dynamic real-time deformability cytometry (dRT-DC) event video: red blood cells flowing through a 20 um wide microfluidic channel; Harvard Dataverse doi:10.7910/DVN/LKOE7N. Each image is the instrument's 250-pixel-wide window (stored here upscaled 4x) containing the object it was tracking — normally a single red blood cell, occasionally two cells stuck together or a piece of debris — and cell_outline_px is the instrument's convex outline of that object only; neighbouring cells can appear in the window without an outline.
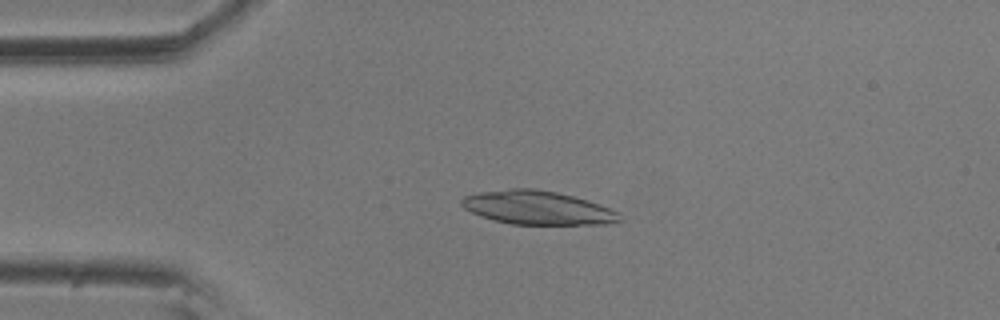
{"species": "common noctule bat (a hibernating species)", "species_latin": "Nyctalus noctula", "temperature_condition": "room temperature", "stored_images_in_passage": 8, "camera_frame_rate_fps": 3000, "um_per_image_px": 0.085, "animal": {"sex": "male", "body_mass_g": 20.5, "forearm_length_mm": 52.5}, "frame": {"image": 1, "passage_image": 4, "time_ms": 1.0, "image_size_px": [1000, 320], "cell_outline_px": [[624, 220], [608, 224], [512, 224], [480, 216], [464, 208], [460, 204], [460, 200], [464, 196], [476, 192], [512, 188], [532, 188], [556, 192], [588, 200], [600, 204], [616, 212]], "centroid_in_image_um": [45.66, 17.65], "position_along_channel_um": 39.3, "area_um2": 30.92}}
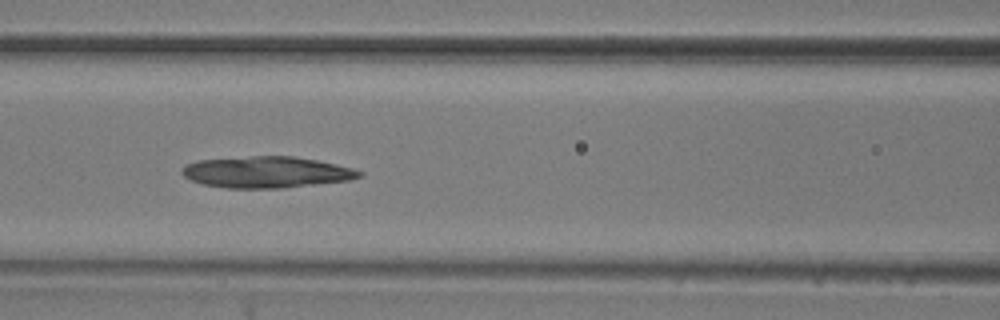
{"frame": {"image": 2, "passage_image": 7, "time_ms": 2.0, "image_size_px": [1000, 320], "cell_outline_px": [[364, 176], [352, 180], [280, 188], [224, 188], [200, 184], [184, 176], [180, 172], [184, 164], [196, 160], [252, 156], [292, 156], [316, 160], [336, 164], [352, 168], [364, 172]], "centroid_in_image_um": [22.64, 14.63], "position_along_channel_um": 144.0, "area_um2": 32.66}}
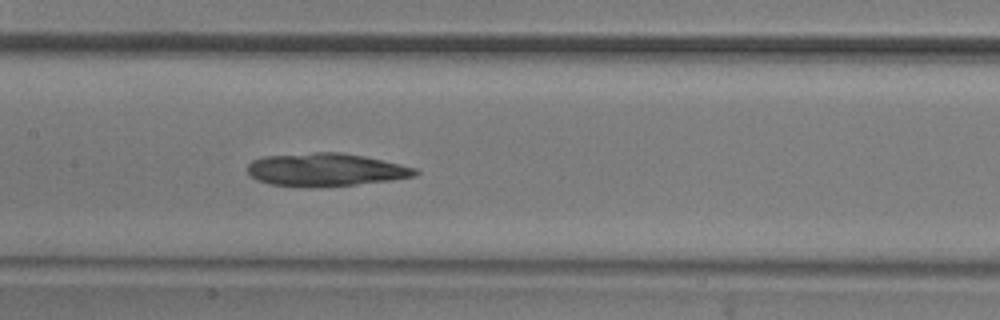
{"frame": {"image": 3, "passage_image": 8, "time_ms": 2.333, "image_size_px": [1000, 320], "cell_outline_px": [[420, 172], [416, 176], [392, 180], [356, 184], [316, 188], [308, 188], [272, 184], [256, 180], [248, 172], [248, 164], [252, 160], [264, 156], [312, 152], [344, 152], [364, 156], [400, 164], [416, 168]], "centroid_in_image_um": [27.68, 14.43], "position_along_channel_um": 179.7, "area_um2": 32.54}}